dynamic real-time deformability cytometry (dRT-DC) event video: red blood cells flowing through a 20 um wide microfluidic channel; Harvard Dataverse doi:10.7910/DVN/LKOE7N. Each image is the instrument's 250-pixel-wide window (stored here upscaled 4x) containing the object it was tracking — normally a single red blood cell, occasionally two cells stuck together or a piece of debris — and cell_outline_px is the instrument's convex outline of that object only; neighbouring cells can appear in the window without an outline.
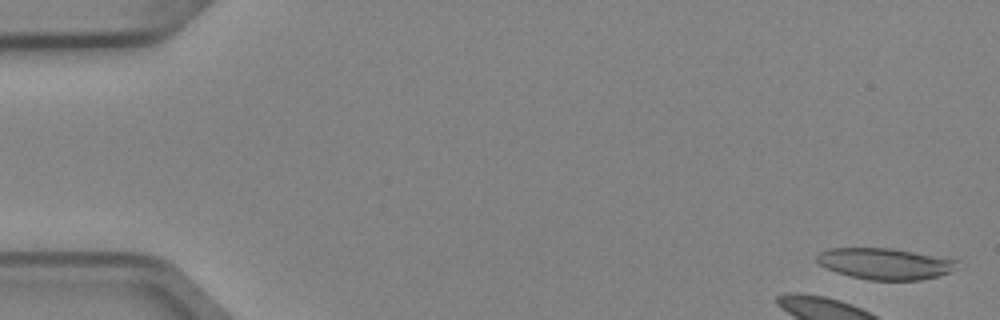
{"species": "Egyptian fruit bat (a non-hibernating species)", "species_latin": "Rousettus aegyptiacus", "temperature_condition": "cold", "stored_images_in_passage": 5, "camera_frame_rate_fps": 3000, "um_per_image_px": 0.085, "animal": {"sex": "female"}, "frame": {"image": 1, "passage_image": 1, "time_ms": 0.0, "image_size_px": [1000, 320], "cell_outline_px": [[960, 260], [956, 268], [948, 272], [936, 276], [920, 280], [868, 280], [836, 272], [820, 264], [816, 260], [816, 256], [820, 252], [828, 248], [892, 248], [960, 256]], "centroid_in_image_um": [75.4, 22.38], "position_along_channel_um": 9.6, "area_um2": 26.41}}